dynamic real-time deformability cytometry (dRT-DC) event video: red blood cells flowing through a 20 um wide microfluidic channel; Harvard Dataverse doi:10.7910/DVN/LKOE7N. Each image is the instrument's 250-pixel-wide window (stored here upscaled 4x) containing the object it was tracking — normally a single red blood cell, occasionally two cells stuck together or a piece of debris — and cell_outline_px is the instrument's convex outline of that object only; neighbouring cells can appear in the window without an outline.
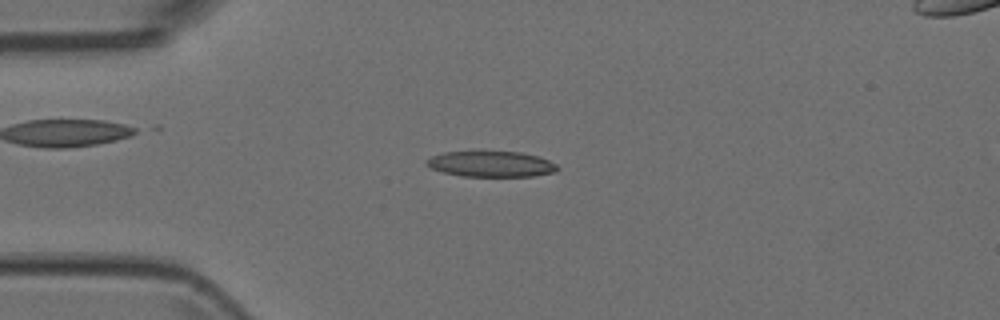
{"species": "Egyptian fruit bat (a non-hibernating species)", "species_latin": "Rousettus aegyptiacus", "temperature_condition": "room temperature", "stored_images_in_passage": 50, "camera_frame_rate_fps": 3000, "um_per_image_px": 0.085, "animal": {"sex": "female"}, "frame": {"image": 1, "passage_image": 12, "time_ms": 3.667, "image_size_px": [1000, 320], "cell_outline_px": [[560, 168], [556, 172], [532, 176], [460, 176], [444, 172], [432, 168], [424, 164], [424, 160], [432, 156], [444, 152], [476, 148], [480, 148], [520, 152], [540, 156], [556, 164]], "centroid_in_image_um": [41.7, 13.88], "position_along_channel_um": 43.3, "area_um2": 20.75}}
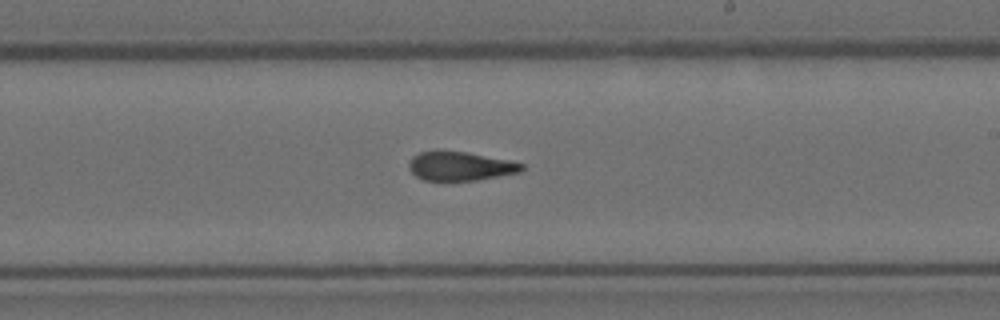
{"frame": {"image": 2, "passage_image": 29, "time_ms": 9.333, "image_size_px": [1000, 320], "cell_outline_px": [[524, 168], [520, 172], [476, 180], [424, 180], [416, 176], [408, 168], [408, 164], [412, 156], [420, 152], [436, 148], [464, 152], [508, 160], [524, 164]], "centroid_in_image_um": [39.05, 14.09], "position_along_channel_um": 249.9, "area_um2": 19.19}}
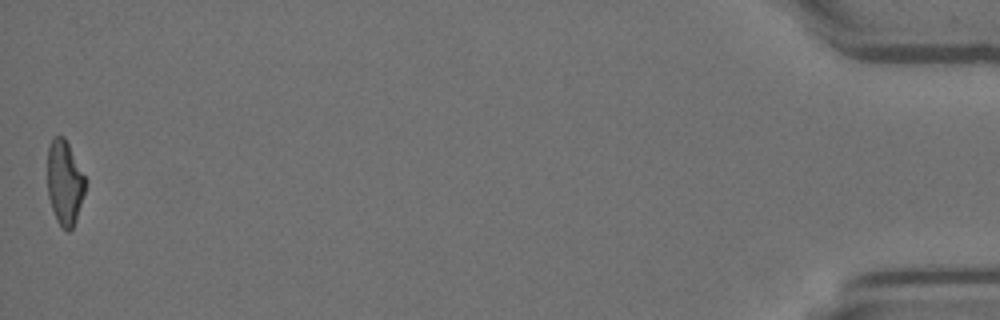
{"frame": {"image": 3, "passage_image": 50, "time_ms": 16.333, "image_size_px": [1000, 320], "cell_outline_px": [[88, 180], [76, 220], [72, 228], [68, 232], [56, 220], [48, 196], [48, 148], [52, 136], [64, 136]], "centroid_in_image_um": [5.51, 15.49], "position_along_channel_um": 429.7, "area_um2": 18.79}}